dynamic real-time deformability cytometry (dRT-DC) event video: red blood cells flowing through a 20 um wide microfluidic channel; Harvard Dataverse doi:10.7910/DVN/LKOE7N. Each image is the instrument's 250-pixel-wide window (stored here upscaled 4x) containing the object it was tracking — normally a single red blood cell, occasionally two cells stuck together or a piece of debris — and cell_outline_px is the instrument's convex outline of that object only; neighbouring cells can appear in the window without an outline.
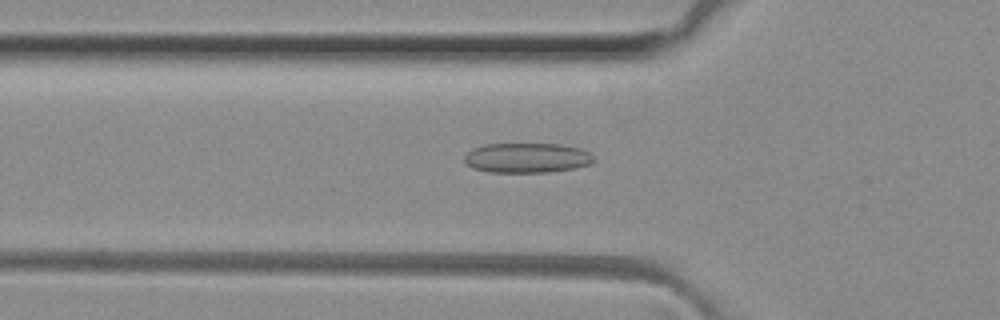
{"species": "common noctule bat (a hibernating species)", "species_latin": "Nyctalus noctula", "temperature_condition": "room temperature", "stored_images_in_passage": 37, "camera_frame_rate_fps": 3000, "um_per_image_px": 0.085, "animal": {"sex": "female", "body_mass_g": 29.2, "forearm_length_mm": 56.3}, "frame": {"image": 1, "passage_image": 3, "time_ms": 0.667, "image_size_px": [1000, 320], "cell_outline_px": [[592, 160], [588, 164], [576, 168], [548, 172], [488, 172], [472, 168], [464, 160], [464, 156], [472, 148], [484, 144], [560, 144], [580, 148], [588, 152], [592, 156]], "centroid_in_image_um": [44.74, 13.41], "position_along_channel_um": 81.1, "area_um2": 22.43}}
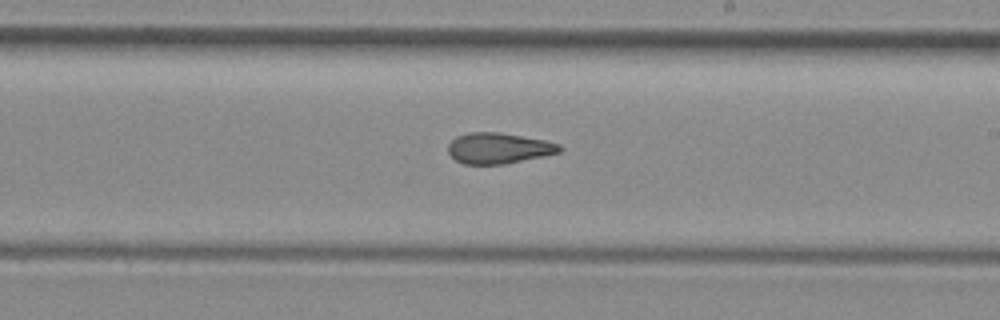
{"frame": {"image": 2, "passage_image": 15, "time_ms": 4.667, "image_size_px": [1000, 320], "cell_outline_px": [[564, 148], [560, 152], [504, 164], [464, 164], [456, 160], [448, 152], [448, 144], [456, 136], [468, 132], [496, 132], [544, 140], [560, 144]], "centroid_in_image_um": [42.36, 12.59], "position_along_channel_um": 246.6, "area_um2": 19.83}}
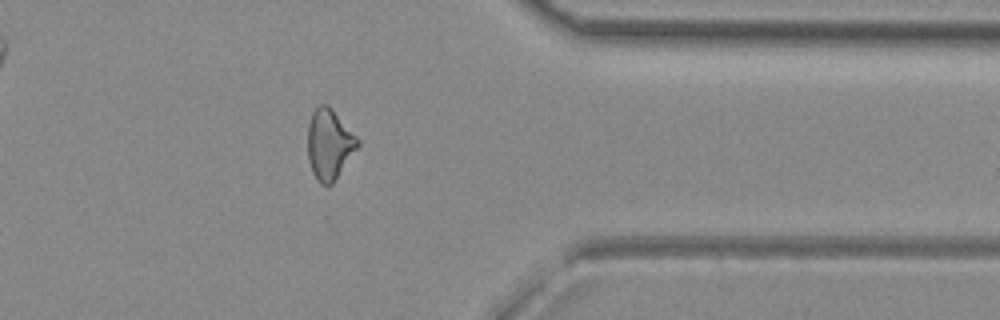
{"frame": {"image": 3, "passage_image": 26, "time_ms": 8.333, "image_size_px": [1000, 320], "cell_outline_px": [[360, 144], [332, 184], [320, 184], [316, 180], [312, 172], [308, 160], [308, 124], [312, 112], [320, 104], [328, 104], [332, 108], [360, 140]], "centroid_in_image_um": [27.98, 12.25], "position_along_channel_um": 383.4, "area_um2": 20.46}, "authors_computed_cell_mechanics": {"area_um2": 20.4612, "velocity_mm_per_s": 4.1305, "shape_relaxation_time_tau1_ms": null, "shape_relaxation_time_tau2_ms": 2.9829, "deformation_change_tau1": null, "deformation_change_tau2": 0.1115}}